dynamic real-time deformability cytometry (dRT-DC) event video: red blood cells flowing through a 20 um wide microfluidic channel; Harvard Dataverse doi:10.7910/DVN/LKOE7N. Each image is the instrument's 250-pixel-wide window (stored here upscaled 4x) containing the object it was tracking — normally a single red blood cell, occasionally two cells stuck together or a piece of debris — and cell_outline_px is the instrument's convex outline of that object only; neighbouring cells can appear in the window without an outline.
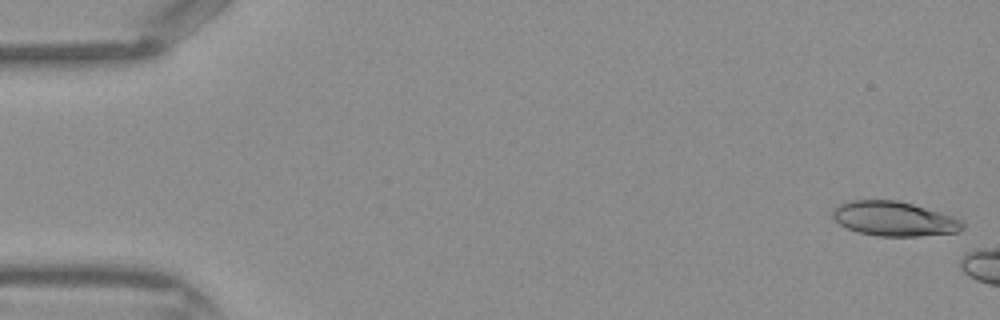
{"species": "Egyptian fruit bat (a non-hibernating species)", "species_latin": "Rousettus aegyptiacus", "temperature_condition": "warm", "stored_images_in_passage": 5, "camera_frame_rate_fps": 3000, "um_per_image_px": 0.085, "frame": {"image": 1, "passage_image": 1, "time_ms": 0.0, "image_size_px": [1000, 320], "cell_outline_px": [[964, 228], [960, 232], [920, 236], [876, 236], [856, 232], [840, 224], [832, 216], [832, 212], [840, 204], [852, 200], [896, 200], [912, 204], [940, 212], [964, 220]], "centroid_in_image_um": [76.04, 18.61], "position_along_channel_um": 9.0, "area_um2": 26.18}}